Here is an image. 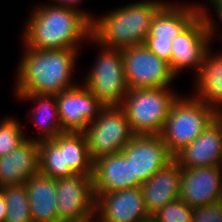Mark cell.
I'll use <instances>...</instances> for the list:
<instances>
[{"mask_svg": "<svg viewBox=\"0 0 222 222\" xmlns=\"http://www.w3.org/2000/svg\"><path fill=\"white\" fill-rule=\"evenodd\" d=\"M163 0H143L118 7L101 17H95L91 37L111 49H125L145 43L152 20L167 3Z\"/></svg>", "mask_w": 222, "mask_h": 222, "instance_id": "3957f363", "label": "cell"}, {"mask_svg": "<svg viewBox=\"0 0 222 222\" xmlns=\"http://www.w3.org/2000/svg\"><path fill=\"white\" fill-rule=\"evenodd\" d=\"M194 208L180 198L158 209L151 216L157 222H191Z\"/></svg>", "mask_w": 222, "mask_h": 222, "instance_id": "4316f807", "label": "cell"}, {"mask_svg": "<svg viewBox=\"0 0 222 222\" xmlns=\"http://www.w3.org/2000/svg\"><path fill=\"white\" fill-rule=\"evenodd\" d=\"M208 2H210V5L214 8L215 12L217 13V17L222 23V7H220L214 0H210Z\"/></svg>", "mask_w": 222, "mask_h": 222, "instance_id": "1f68e13d", "label": "cell"}, {"mask_svg": "<svg viewBox=\"0 0 222 222\" xmlns=\"http://www.w3.org/2000/svg\"><path fill=\"white\" fill-rule=\"evenodd\" d=\"M65 158L66 165H69L75 174L92 175L93 160L83 132H65Z\"/></svg>", "mask_w": 222, "mask_h": 222, "instance_id": "cb8c5ba5", "label": "cell"}, {"mask_svg": "<svg viewBox=\"0 0 222 222\" xmlns=\"http://www.w3.org/2000/svg\"><path fill=\"white\" fill-rule=\"evenodd\" d=\"M23 31L24 46L36 50L78 49L91 38L92 24L79 12L41 4L30 12ZM79 42V43H78Z\"/></svg>", "mask_w": 222, "mask_h": 222, "instance_id": "6da1fadb", "label": "cell"}, {"mask_svg": "<svg viewBox=\"0 0 222 222\" xmlns=\"http://www.w3.org/2000/svg\"><path fill=\"white\" fill-rule=\"evenodd\" d=\"M220 7H222V0H214Z\"/></svg>", "mask_w": 222, "mask_h": 222, "instance_id": "e575fe53", "label": "cell"}, {"mask_svg": "<svg viewBox=\"0 0 222 222\" xmlns=\"http://www.w3.org/2000/svg\"><path fill=\"white\" fill-rule=\"evenodd\" d=\"M179 198L191 208L216 203L222 198V167L182 169Z\"/></svg>", "mask_w": 222, "mask_h": 222, "instance_id": "5bb4252c", "label": "cell"}, {"mask_svg": "<svg viewBox=\"0 0 222 222\" xmlns=\"http://www.w3.org/2000/svg\"><path fill=\"white\" fill-rule=\"evenodd\" d=\"M123 67L129 89L170 87L176 76L169 64L145 44L122 49Z\"/></svg>", "mask_w": 222, "mask_h": 222, "instance_id": "9c48e42d", "label": "cell"}, {"mask_svg": "<svg viewBox=\"0 0 222 222\" xmlns=\"http://www.w3.org/2000/svg\"><path fill=\"white\" fill-rule=\"evenodd\" d=\"M6 211H7V207H6V202L4 199V194L2 190L0 189V222L5 221Z\"/></svg>", "mask_w": 222, "mask_h": 222, "instance_id": "4dcf8cb0", "label": "cell"}, {"mask_svg": "<svg viewBox=\"0 0 222 222\" xmlns=\"http://www.w3.org/2000/svg\"><path fill=\"white\" fill-rule=\"evenodd\" d=\"M56 190L59 222H94L96 197L92 175L56 179Z\"/></svg>", "mask_w": 222, "mask_h": 222, "instance_id": "30bf717a", "label": "cell"}, {"mask_svg": "<svg viewBox=\"0 0 222 222\" xmlns=\"http://www.w3.org/2000/svg\"><path fill=\"white\" fill-rule=\"evenodd\" d=\"M6 202L4 222H32L27 188L24 185L0 187Z\"/></svg>", "mask_w": 222, "mask_h": 222, "instance_id": "d4e9b609", "label": "cell"}, {"mask_svg": "<svg viewBox=\"0 0 222 222\" xmlns=\"http://www.w3.org/2000/svg\"><path fill=\"white\" fill-rule=\"evenodd\" d=\"M144 44L152 53H154L160 59L165 60L167 63L171 61V40L146 39Z\"/></svg>", "mask_w": 222, "mask_h": 222, "instance_id": "f1b7e54d", "label": "cell"}, {"mask_svg": "<svg viewBox=\"0 0 222 222\" xmlns=\"http://www.w3.org/2000/svg\"><path fill=\"white\" fill-rule=\"evenodd\" d=\"M142 222H157L152 216Z\"/></svg>", "mask_w": 222, "mask_h": 222, "instance_id": "836d02e7", "label": "cell"}, {"mask_svg": "<svg viewBox=\"0 0 222 222\" xmlns=\"http://www.w3.org/2000/svg\"><path fill=\"white\" fill-rule=\"evenodd\" d=\"M39 172L53 179L70 177L75 173L66 165L65 132L53 140L38 142Z\"/></svg>", "mask_w": 222, "mask_h": 222, "instance_id": "603a6c76", "label": "cell"}, {"mask_svg": "<svg viewBox=\"0 0 222 222\" xmlns=\"http://www.w3.org/2000/svg\"><path fill=\"white\" fill-rule=\"evenodd\" d=\"M182 169L204 166L222 167V131L213 120L191 144L174 155Z\"/></svg>", "mask_w": 222, "mask_h": 222, "instance_id": "2e32d148", "label": "cell"}, {"mask_svg": "<svg viewBox=\"0 0 222 222\" xmlns=\"http://www.w3.org/2000/svg\"><path fill=\"white\" fill-rule=\"evenodd\" d=\"M32 222H59L56 179L40 172L26 182Z\"/></svg>", "mask_w": 222, "mask_h": 222, "instance_id": "d6986e66", "label": "cell"}, {"mask_svg": "<svg viewBox=\"0 0 222 222\" xmlns=\"http://www.w3.org/2000/svg\"><path fill=\"white\" fill-rule=\"evenodd\" d=\"M121 153L131 161L140 185L174 159L161 135H134Z\"/></svg>", "mask_w": 222, "mask_h": 222, "instance_id": "8fae6325", "label": "cell"}, {"mask_svg": "<svg viewBox=\"0 0 222 222\" xmlns=\"http://www.w3.org/2000/svg\"><path fill=\"white\" fill-rule=\"evenodd\" d=\"M191 222H222L221 201L194 208Z\"/></svg>", "mask_w": 222, "mask_h": 222, "instance_id": "83f0119b", "label": "cell"}, {"mask_svg": "<svg viewBox=\"0 0 222 222\" xmlns=\"http://www.w3.org/2000/svg\"><path fill=\"white\" fill-rule=\"evenodd\" d=\"M214 120L218 123L222 131V109L216 110Z\"/></svg>", "mask_w": 222, "mask_h": 222, "instance_id": "d6a6232c", "label": "cell"}, {"mask_svg": "<svg viewBox=\"0 0 222 222\" xmlns=\"http://www.w3.org/2000/svg\"><path fill=\"white\" fill-rule=\"evenodd\" d=\"M19 122L13 116L0 120V157L10 154L27 140Z\"/></svg>", "mask_w": 222, "mask_h": 222, "instance_id": "484cf974", "label": "cell"}, {"mask_svg": "<svg viewBox=\"0 0 222 222\" xmlns=\"http://www.w3.org/2000/svg\"><path fill=\"white\" fill-rule=\"evenodd\" d=\"M209 48L196 74L193 97L215 110L222 109V53L213 55Z\"/></svg>", "mask_w": 222, "mask_h": 222, "instance_id": "7402d4cb", "label": "cell"}, {"mask_svg": "<svg viewBox=\"0 0 222 222\" xmlns=\"http://www.w3.org/2000/svg\"><path fill=\"white\" fill-rule=\"evenodd\" d=\"M56 95L60 122L65 131L82 132L105 107L83 84Z\"/></svg>", "mask_w": 222, "mask_h": 222, "instance_id": "4fadbf2b", "label": "cell"}, {"mask_svg": "<svg viewBox=\"0 0 222 222\" xmlns=\"http://www.w3.org/2000/svg\"><path fill=\"white\" fill-rule=\"evenodd\" d=\"M216 110L193 96L179 95L171 108L161 138L174 156L191 144L214 120Z\"/></svg>", "mask_w": 222, "mask_h": 222, "instance_id": "5b68a950", "label": "cell"}, {"mask_svg": "<svg viewBox=\"0 0 222 222\" xmlns=\"http://www.w3.org/2000/svg\"><path fill=\"white\" fill-rule=\"evenodd\" d=\"M91 159L120 153L134 136L128 118L120 106L104 107L99 116L82 131Z\"/></svg>", "mask_w": 222, "mask_h": 222, "instance_id": "ba28073f", "label": "cell"}, {"mask_svg": "<svg viewBox=\"0 0 222 222\" xmlns=\"http://www.w3.org/2000/svg\"><path fill=\"white\" fill-rule=\"evenodd\" d=\"M178 96L169 87L129 89L120 107L134 135H160Z\"/></svg>", "mask_w": 222, "mask_h": 222, "instance_id": "277c9868", "label": "cell"}, {"mask_svg": "<svg viewBox=\"0 0 222 222\" xmlns=\"http://www.w3.org/2000/svg\"><path fill=\"white\" fill-rule=\"evenodd\" d=\"M149 217L141 187L96 196L94 222H142Z\"/></svg>", "mask_w": 222, "mask_h": 222, "instance_id": "7c38bea8", "label": "cell"}, {"mask_svg": "<svg viewBox=\"0 0 222 222\" xmlns=\"http://www.w3.org/2000/svg\"><path fill=\"white\" fill-rule=\"evenodd\" d=\"M198 10L194 4L167 2L154 16L147 39L173 40L196 17Z\"/></svg>", "mask_w": 222, "mask_h": 222, "instance_id": "ffe728a7", "label": "cell"}, {"mask_svg": "<svg viewBox=\"0 0 222 222\" xmlns=\"http://www.w3.org/2000/svg\"><path fill=\"white\" fill-rule=\"evenodd\" d=\"M194 6L198 10V16L172 40V56L168 64L176 77L184 69H194L196 75L212 44V39L216 36L222 38L220 33L217 35L214 19L206 7L199 4Z\"/></svg>", "mask_w": 222, "mask_h": 222, "instance_id": "8992f818", "label": "cell"}, {"mask_svg": "<svg viewBox=\"0 0 222 222\" xmlns=\"http://www.w3.org/2000/svg\"><path fill=\"white\" fill-rule=\"evenodd\" d=\"M99 48L95 64L91 66L83 85L105 106H121L129 86L126 82L122 51L98 44L92 37L88 40Z\"/></svg>", "mask_w": 222, "mask_h": 222, "instance_id": "52a82bcc", "label": "cell"}, {"mask_svg": "<svg viewBox=\"0 0 222 222\" xmlns=\"http://www.w3.org/2000/svg\"><path fill=\"white\" fill-rule=\"evenodd\" d=\"M92 182L95 197L101 193L141 187L133 178L132 163L121 152L93 161Z\"/></svg>", "mask_w": 222, "mask_h": 222, "instance_id": "9a60e30c", "label": "cell"}, {"mask_svg": "<svg viewBox=\"0 0 222 222\" xmlns=\"http://www.w3.org/2000/svg\"><path fill=\"white\" fill-rule=\"evenodd\" d=\"M182 168L173 159L141 184L142 197L150 215L180 195Z\"/></svg>", "mask_w": 222, "mask_h": 222, "instance_id": "e0dca14e", "label": "cell"}, {"mask_svg": "<svg viewBox=\"0 0 222 222\" xmlns=\"http://www.w3.org/2000/svg\"><path fill=\"white\" fill-rule=\"evenodd\" d=\"M39 172L38 142L26 140L13 152L0 157V187L24 185Z\"/></svg>", "mask_w": 222, "mask_h": 222, "instance_id": "ac0fdd59", "label": "cell"}, {"mask_svg": "<svg viewBox=\"0 0 222 222\" xmlns=\"http://www.w3.org/2000/svg\"><path fill=\"white\" fill-rule=\"evenodd\" d=\"M80 1L81 0H54L53 5L75 10L81 13L92 24L95 16H92L89 12H86V10H81L80 7L78 8L76 4L80 3Z\"/></svg>", "mask_w": 222, "mask_h": 222, "instance_id": "f546056e", "label": "cell"}, {"mask_svg": "<svg viewBox=\"0 0 222 222\" xmlns=\"http://www.w3.org/2000/svg\"><path fill=\"white\" fill-rule=\"evenodd\" d=\"M24 49L15 77V93L58 95L75 87L72 76L79 49Z\"/></svg>", "mask_w": 222, "mask_h": 222, "instance_id": "7a4b0ae2", "label": "cell"}, {"mask_svg": "<svg viewBox=\"0 0 222 222\" xmlns=\"http://www.w3.org/2000/svg\"><path fill=\"white\" fill-rule=\"evenodd\" d=\"M17 99L23 101L36 102V108L31 111L29 118L34 125H37L38 137H28V140L40 142L43 140H53L61 133L66 132L59 119L56 95L15 93Z\"/></svg>", "mask_w": 222, "mask_h": 222, "instance_id": "44dd1931", "label": "cell"}]
</instances>
